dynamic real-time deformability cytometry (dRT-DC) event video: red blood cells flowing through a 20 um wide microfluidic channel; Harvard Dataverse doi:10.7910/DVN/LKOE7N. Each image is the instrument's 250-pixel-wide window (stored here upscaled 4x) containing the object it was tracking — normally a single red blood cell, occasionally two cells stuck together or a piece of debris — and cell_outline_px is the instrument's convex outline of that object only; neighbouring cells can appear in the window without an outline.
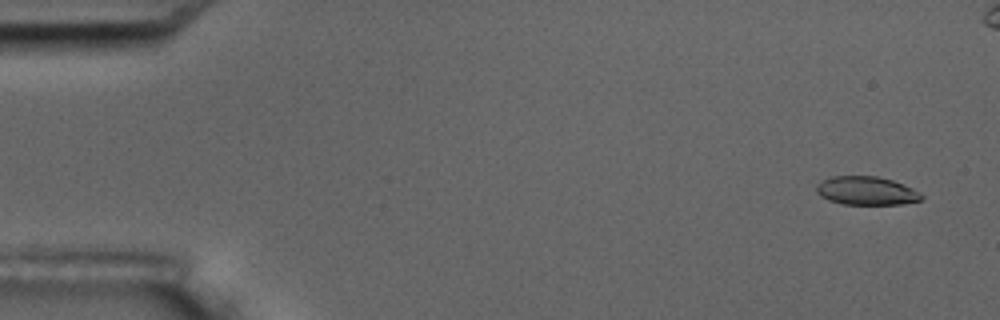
{"species": "common noctule bat (a hibernating species)", "species_latin": "Nyctalus noctula", "temperature_condition": "room temperature", "stored_images_in_passage": 3, "camera_frame_rate_fps": 3000, "um_per_image_px": 0.085, "animal": {"sex": "male", "body_mass_g": 17.5, "forearm_length_mm": 52.3}, "frame": {"image": 1, "passage_image": 1, "time_ms": 0.0, "image_size_px": [1000, 320], "cell_outline_px": [[924, 196], [920, 200], [900, 204], [844, 204], [828, 200], [820, 196], [816, 192], [816, 184], [832, 176], [876, 176], [892, 180], [912, 188], [920, 192]], "centroid_in_image_um": [73.62, 16.21], "position_along_channel_um": 11.4, "area_um2": 17.34}}